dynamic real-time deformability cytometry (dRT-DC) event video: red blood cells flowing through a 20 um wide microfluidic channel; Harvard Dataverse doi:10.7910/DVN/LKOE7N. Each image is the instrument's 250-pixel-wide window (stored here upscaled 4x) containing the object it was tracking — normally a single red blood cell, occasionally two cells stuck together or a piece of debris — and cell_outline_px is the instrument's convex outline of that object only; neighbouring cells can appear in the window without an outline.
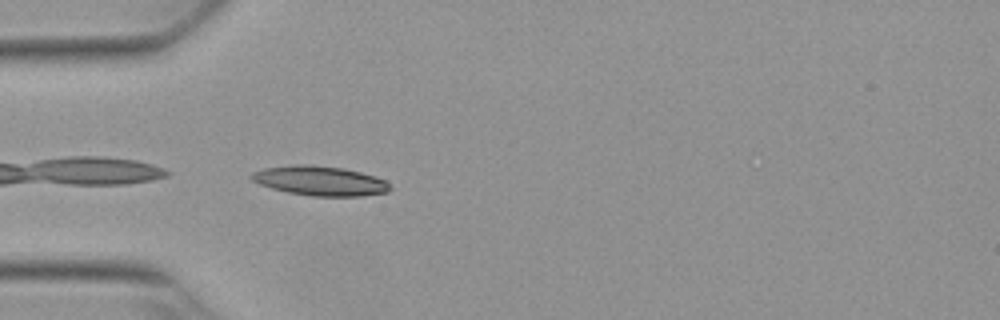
{"species": "Egyptian fruit bat (a non-hibernating species)", "species_latin": "Rousettus aegyptiacus", "temperature_condition": "warm", "stored_images_in_passage": 5, "camera_frame_rate_fps": 3000, "um_per_image_px": 0.085, "animal": {"sex": "female"}, "frame": {"image": 1, "passage_image": 1, "time_ms": 0.0, "image_size_px": [1000, 320], "cell_outline_px": [[392, 188], [388, 192], [360, 196], [312, 196], [288, 192], [272, 188], [260, 184], [252, 180], [248, 176], [252, 172], [264, 168], [296, 164], [312, 164], [344, 168], [376, 176], [384, 180]], "centroid_in_image_um": [27.19, 15.36], "position_along_channel_um": 57.8, "area_um2": 23.93}}